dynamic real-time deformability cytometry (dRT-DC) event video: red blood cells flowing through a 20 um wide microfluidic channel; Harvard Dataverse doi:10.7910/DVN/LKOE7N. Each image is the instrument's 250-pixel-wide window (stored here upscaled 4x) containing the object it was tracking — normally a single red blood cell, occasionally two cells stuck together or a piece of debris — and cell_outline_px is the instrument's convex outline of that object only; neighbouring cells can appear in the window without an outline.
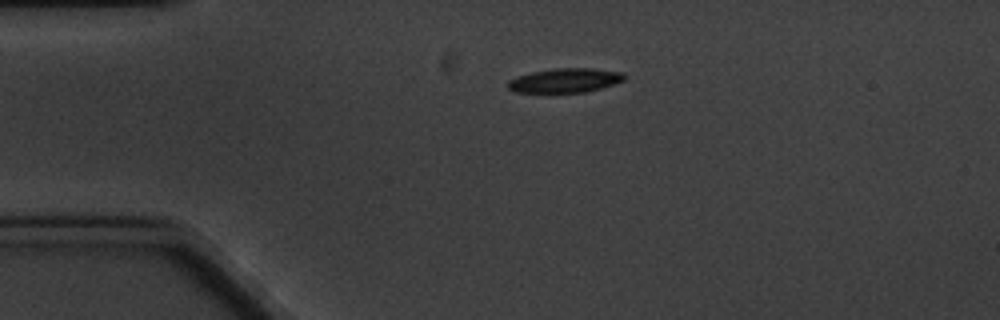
{"species": "common noctule bat (a hibernating species)", "species_latin": "Nyctalus noctula", "temperature_condition": "cold", "stored_images_in_passage": 2, "camera_frame_rate_fps": 3000, "um_per_image_px": 0.085, "animal": {"sex": "male", "body_mass_g": 20.1, "forearm_length_mm": 53.5}, "frame": {"image": 1, "passage_image": 1, "time_ms": 0.0, "image_size_px": [1000, 320], "cell_outline_px": [[624, 80], [600, 88], [584, 92], [516, 92], [508, 88], [508, 80], [532, 72], [556, 68], [592, 68], [620, 72], [624, 76]], "centroid_in_image_um": [48.01, 6.83], "position_along_channel_um": 37.0, "area_um2": 16.07}}